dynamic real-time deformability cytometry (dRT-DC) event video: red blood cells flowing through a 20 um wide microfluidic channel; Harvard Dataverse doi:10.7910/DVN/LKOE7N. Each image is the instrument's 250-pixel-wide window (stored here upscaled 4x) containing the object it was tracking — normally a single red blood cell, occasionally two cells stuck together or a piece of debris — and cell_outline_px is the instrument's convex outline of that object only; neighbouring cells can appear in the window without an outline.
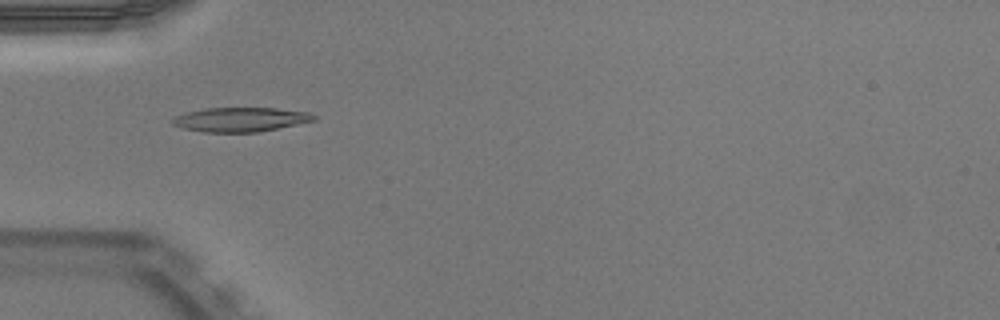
{"species": "Egyptian fruit bat (a non-hibernating species)", "species_latin": "Rousettus aegyptiacus", "temperature_condition": "warm", "stored_images_in_passage": 51, "camera_frame_rate_fps": 3000, "um_per_image_px": 0.085, "animal": {"sex": "male"}, "frame": {"image": 1, "passage_image": 16, "time_ms": 5.0, "image_size_px": [1000, 320], "cell_outline_px": [[316, 120], [260, 132], [204, 132], [184, 128], [172, 124], [172, 120], [176, 116], [188, 112], [208, 108], [276, 108], [308, 112], [316, 116]], "centroid_in_image_um": [20.48, 10.16], "position_along_channel_um": 64.5, "area_um2": 19.83}}
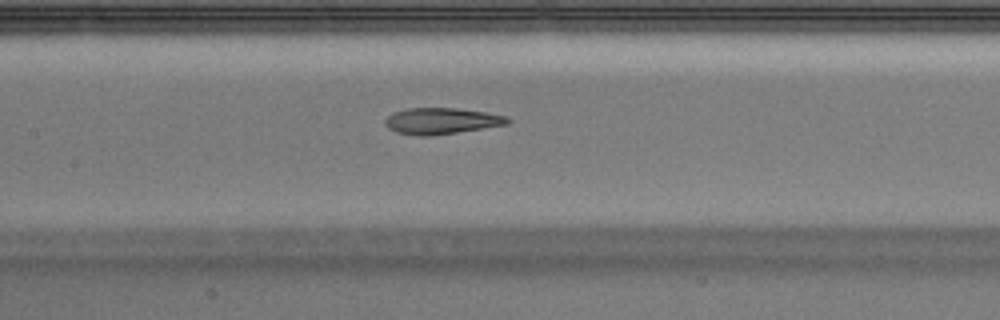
{"frame": {"image": 2, "passage_image": 24, "time_ms": 7.667, "image_size_px": [1000, 320], "cell_outline_px": [[512, 120], [508, 124], [456, 132], [428, 136], [416, 136], [396, 132], [388, 128], [384, 124], [384, 120], [392, 112], [408, 108], [456, 108], [488, 112], [508, 116]], "centroid_in_image_um": [37.52, 10.27], "position_along_channel_um": 169.9, "area_um2": 18.84}}
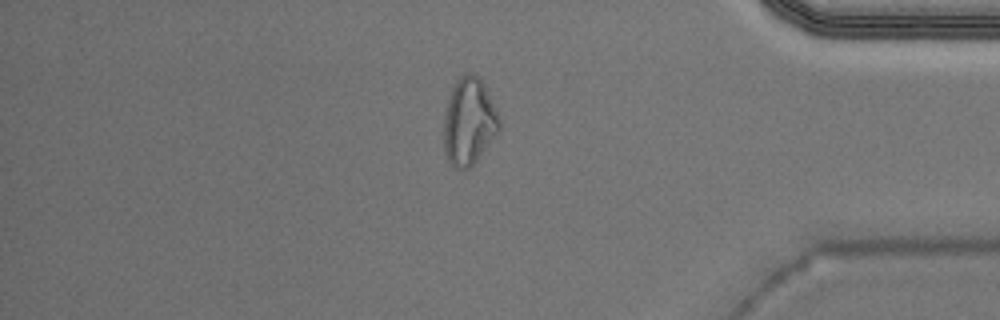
{"frame": {"image": 3, "passage_image": 43, "time_ms": 14.0, "image_size_px": [1000, 320], "cell_outline_px": [[500, 128], [476, 160], [468, 168], [452, 168], [444, 152], [444, 116], [452, 84], [460, 76], [472, 72], [480, 76], [500, 116]], "centroid_in_image_um": [39.85, 10.29], "position_along_channel_um": 395.4, "area_um2": 28.15}, "authors_computed_cell_mechanics": {"area_um2": 19.3052, "velocity_mm_per_s": 3.9676, "shape_relaxation_time_tau1_ms": null, "shape_relaxation_time_tau2_ms": 3.0602, "deformation_change_tau1": null, "deformation_change_tau2": 0.1103}}